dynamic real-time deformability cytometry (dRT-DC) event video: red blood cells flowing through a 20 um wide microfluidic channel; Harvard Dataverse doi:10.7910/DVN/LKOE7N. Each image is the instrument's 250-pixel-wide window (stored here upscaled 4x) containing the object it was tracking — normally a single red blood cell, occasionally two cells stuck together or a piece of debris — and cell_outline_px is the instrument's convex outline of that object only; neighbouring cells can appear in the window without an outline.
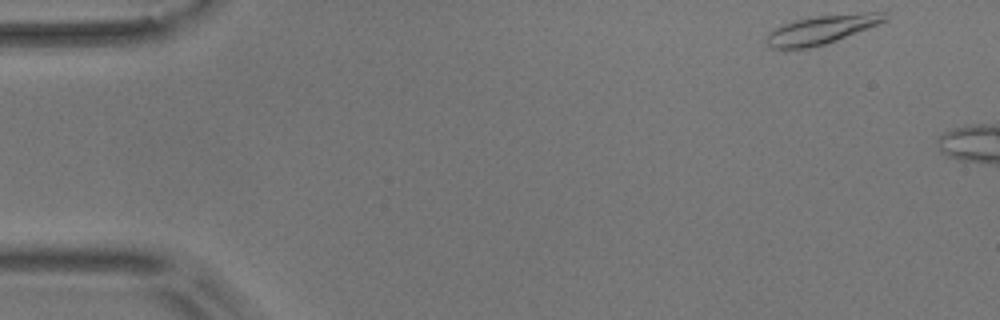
{"species": "common noctule bat (a hibernating species)", "species_latin": "Nyctalus noctula", "temperature_condition": "room temperature", "stored_images_in_passage": 4, "camera_frame_rate_fps": 3000, "um_per_image_px": 0.085, "animal": {"sex": "male", "body_mass_g": 17.9}, "frame": {"image": 1, "passage_image": 1, "time_ms": 0.0, "image_size_px": [1000, 320], "cell_outline_px": [[892, 16], [888, 20], [836, 40], [824, 44], [808, 48], [772, 48], [764, 40], [764, 36], [768, 32], [784, 24], [796, 20], [816, 16], [864, 12], [884, 12]], "centroid_in_image_um": [69.86, 2.5], "position_along_channel_um": 15.1, "area_um2": 19.65}}